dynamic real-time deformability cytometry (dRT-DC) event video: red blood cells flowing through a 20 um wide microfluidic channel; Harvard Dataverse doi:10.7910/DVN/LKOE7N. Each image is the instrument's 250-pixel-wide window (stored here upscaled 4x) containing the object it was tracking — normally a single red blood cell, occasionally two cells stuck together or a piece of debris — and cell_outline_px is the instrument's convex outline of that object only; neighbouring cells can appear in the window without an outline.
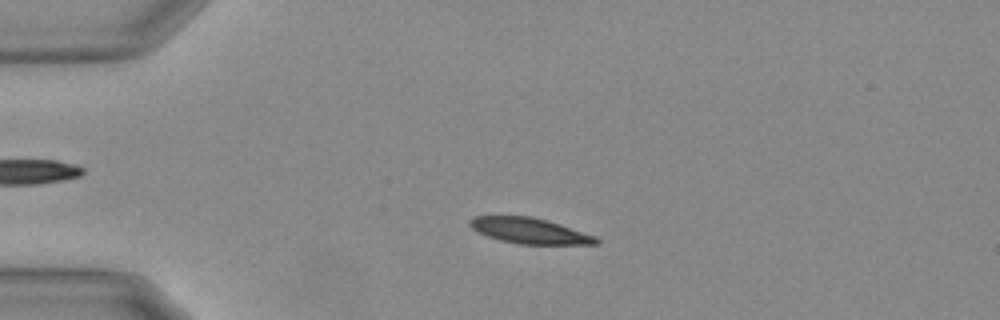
{"species": "Egyptian fruit bat (a non-hibernating species)", "species_latin": "Rousettus aegyptiacus", "temperature_condition": "warm", "stored_images_in_passage": 55, "camera_frame_rate_fps": 3000, "um_per_image_px": 0.085, "animal": {"sex": "female"}, "frame": {"image": 1, "passage_image": 13, "time_ms": 4.0, "image_size_px": [1000, 320], "cell_outline_px": [[600, 244], [516, 244], [500, 240], [488, 236], [472, 228], [468, 224], [468, 220], [472, 216], [532, 216], [560, 224], [596, 236], [600, 240]], "centroid_in_image_um": [45.02, 19.61], "position_along_channel_um": 40.0, "area_um2": 18.9}}
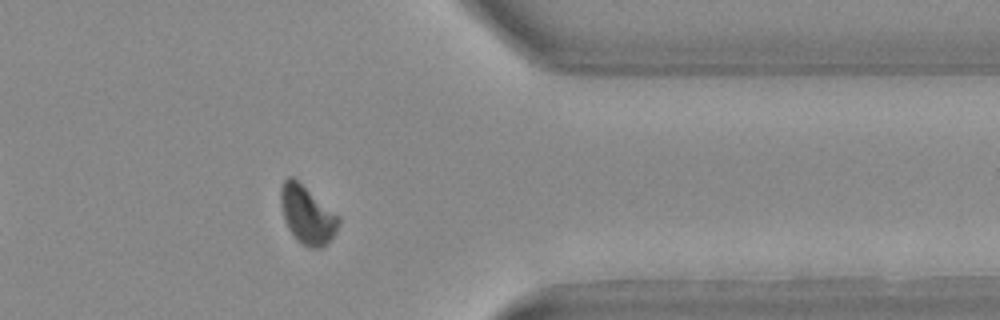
{"frame": {"image": 2, "passage_image": 45, "time_ms": 14.667, "image_size_px": [1000, 320], "cell_outline_px": [[340, 224], [336, 232], [320, 248], [312, 248], [300, 244], [296, 240], [288, 228], [284, 216], [280, 200], [280, 188], [284, 180], [288, 176], [292, 176], [340, 216]], "centroid_in_image_um": [26.11, 18.25], "position_along_channel_um": 385.3, "area_um2": 19.42}}
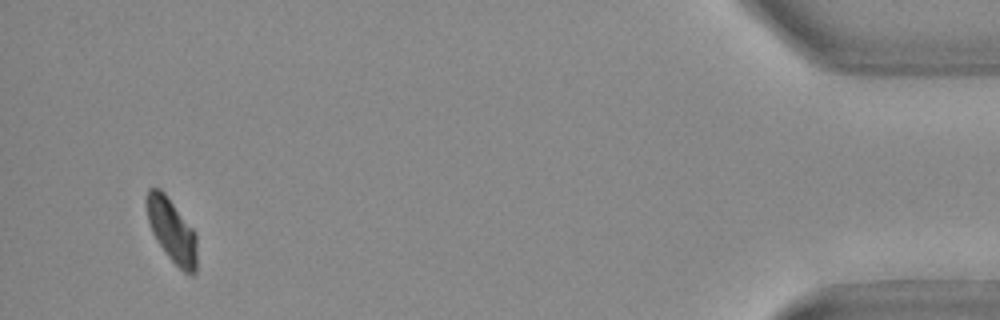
{"frame": {"image": 3, "passage_image": 53, "time_ms": 17.333, "image_size_px": [1000, 320], "cell_outline_px": [[196, 272], [192, 276], [184, 272], [168, 256], [152, 232], [148, 220], [148, 188], [160, 188], [164, 192], [196, 232]], "centroid_in_image_um": [14.65, 19.62], "position_along_channel_um": 420.6, "area_um2": 18.21}, "authors_computed_cell_mechanics": {"area_um2": 20.1144, "velocity_mm_per_s": 3.6823, "shape_relaxation_time_tau1_ms": 6.977, "shape_relaxation_time_tau2_ms": null, "deformation_change_tau1": 0.1948, "deformation_change_tau2": null}}